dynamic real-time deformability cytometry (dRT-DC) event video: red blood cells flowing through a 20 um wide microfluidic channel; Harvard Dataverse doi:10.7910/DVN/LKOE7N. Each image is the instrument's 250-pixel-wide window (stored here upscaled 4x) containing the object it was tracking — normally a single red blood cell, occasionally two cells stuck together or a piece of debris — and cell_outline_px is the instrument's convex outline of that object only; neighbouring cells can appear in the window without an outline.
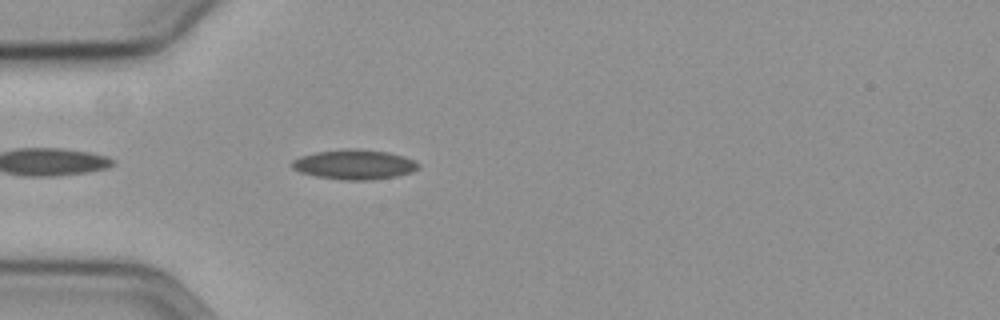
{"species": "common noctule bat (a hibernating species)", "species_latin": "Nyctalus noctula", "temperature_condition": "cold", "stored_images_in_passage": 43, "camera_frame_rate_fps": 3000, "um_per_image_px": 0.085, "animal": {"sex": "female", "body_mass_g": 19.3, "forearm_length_mm": 54.1}, "frame": {"image": 1, "passage_image": 3, "time_ms": 0.667, "image_size_px": [1000, 320], "cell_outline_px": [[420, 168], [412, 172], [396, 176], [372, 180], [344, 180], [316, 176], [300, 172], [292, 168], [288, 164], [292, 160], [300, 156], [316, 152], [344, 148], [356, 148], [388, 152], [404, 156], [420, 164]], "centroid_in_image_um": [30.1, 13.97], "position_along_channel_um": 54.9, "area_um2": 22.2}}
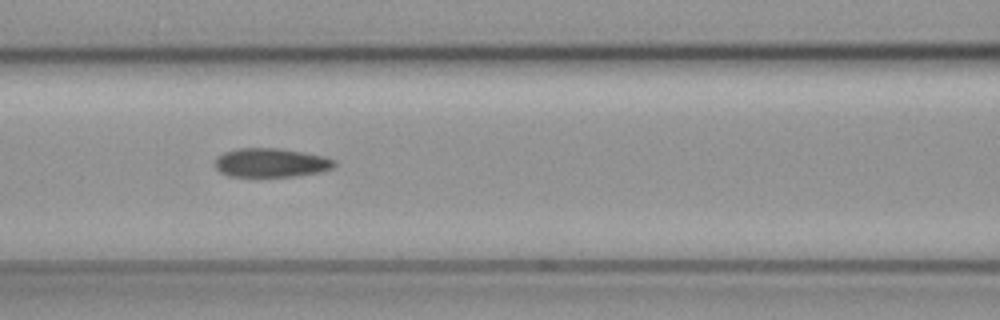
{"frame": {"image": 2, "passage_image": 11, "time_ms": 3.333, "image_size_px": [1000, 320], "cell_outline_px": [[336, 164], [332, 168], [324, 172], [296, 176], [228, 176], [220, 172], [216, 168], [216, 156], [224, 152], [240, 148], [280, 148], [304, 152], [324, 156], [336, 160]], "centroid_in_image_um": [23.07, 13.83], "position_along_channel_um": 143.5, "area_um2": 20.29}}
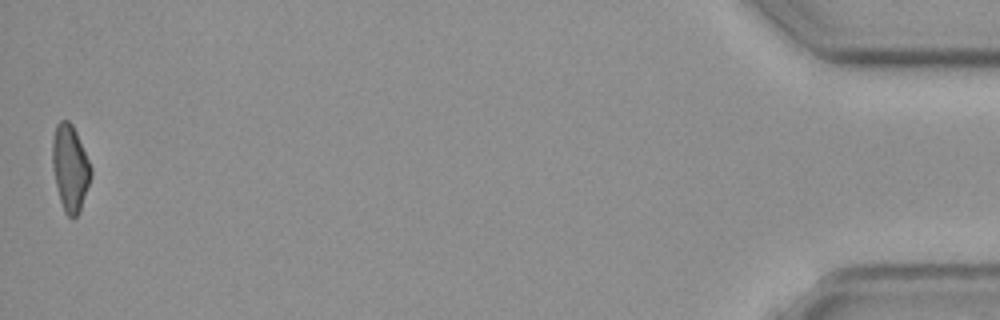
{"frame": {"image": 3, "passage_image": 43, "time_ms": 14.0, "image_size_px": [1000, 320], "cell_outline_px": [[92, 176], [80, 212], [72, 220], [64, 212], [60, 200], [52, 168], [52, 140], [56, 124], [60, 120], [68, 120], [72, 124], [76, 132], [92, 168]], "centroid_in_image_um": [5.96, 14.29], "position_along_channel_um": 429.2, "area_um2": 19.54}}